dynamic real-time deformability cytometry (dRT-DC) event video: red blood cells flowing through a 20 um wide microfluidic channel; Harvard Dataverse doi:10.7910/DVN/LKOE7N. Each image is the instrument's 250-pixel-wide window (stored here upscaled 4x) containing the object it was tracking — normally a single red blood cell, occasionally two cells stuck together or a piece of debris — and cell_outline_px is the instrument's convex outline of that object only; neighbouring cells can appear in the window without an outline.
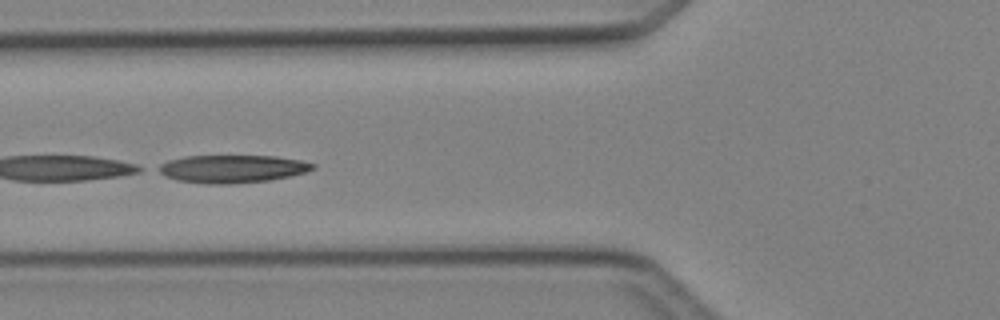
{"species": "Egyptian fruit bat (a non-hibernating species)", "species_latin": "Rousettus aegyptiacus", "temperature_condition": "cold", "stored_images_in_passage": 4, "camera_frame_rate_fps": 3000, "um_per_image_px": 0.085, "animal": {"sex": "female"}, "frame": {"image": 1, "passage_image": 4, "time_ms": 3.667, "image_size_px": [1000, 320], "cell_outline_px": [[316, 168], [304, 172], [288, 176], [268, 180], [232, 184], [208, 184], [176, 180], [152, 168], [168, 160], [184, 156], [276, 156], [300, 160], [316, 164]], "centroid_in_image_um": [19.7, 14.34], "position_along_channel_um": 106.1, "area_um2": 25.03}}